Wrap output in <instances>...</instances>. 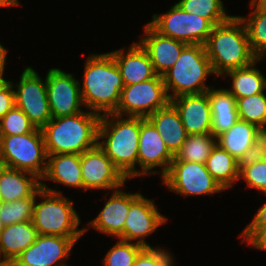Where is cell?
Returning a JSON list of instances; mask_svg holds the SVG:
<instances>
[{"label":"cell","mask_w":266,"mask_h":266,"mask_svg":"<svg viewBox=\"0 0 266 266\" xmlns=\"http://www.w3.org/2000/svg\"><path fill=\"white\" fill-rule=\"evenodd\" d=\"M84 64L83 81L79 82L84 107L99 115L114 113L125 86L114 58L109 52L93 53Z\"/></svg>","instance_id":"cell-1"},{"label":"cell","mask_w":266,"mask_h":266,"mask_svg":"<svg viewBox=\"0 0 266 266\" xmlns=\"http://www.w3.org/2000/svg\"><path fill=\"white\" fill-rule=\"evenodd\" d=\"M140 117L101 115L98 145L127 179L138 177Z\"/></svg>","instance_id":"cell-2"},{"label":"cell","mask_w":266,"mask_h":266,"mask_svg":"<svg viewBox=\"0 0 266 266\" xmlns=\"http://www.w3.org/2000/svg\"><path fill=\"white\" fill-rule=\"evenodd\" d=\"M101 115L92 111L52 118L42 129L47 155L82 154L98 145Z\"/></svg>","instance_id":"cell-3"},{"label":"cell","mask_w":266,"mask_h":266,"mask_svg":"<svg viewBox=\"0 0 266 266\" xmlns=\"http://www.w3.org/2000/svg\"><path fill=\"white\" fill-rule=\"evenodd\" d=\"M204 47L215 76L247 67L258 59L251 50L244 23L237 15L215 25Z\"/></svg>","instance_id":"cell-4"},{"label":"cell","mask_w":266,"mask_h":266,"mask_svg":"<svg viewBox=\"0 0 266 266\" xmlns=\"http://www.w3.org/2000/svg\"><path fill=\"white\" fill-rule=\"evenodd\" d=\"M62 191L50 188L41 181L33 204L32 223L40 235L82 237L84 229L78 228L81 220L71 199ZM41 201H37V198Z\"/></svg>","instance_id":"cell-5"},{"label":"cell","mask_w":266,"mask_h":266,"mask_svg":"<svg viewBox=\"0 0 266 266\" xmlns=\"http://www.w3.org/2000/svg\"><path fill=\"white\" fill-rule=\"evenodd\" d=\"M210 74L214 77L204 45L187 44L175 64L162 75V78L171 100L181 95L207 92L213 87L206 85Z\"/></svg>","instance_id":"cell-6"},{"label":"cell","mask_w":266,"mask_h":266,"mask_svg":"<svg viewBox=\"0 0 266 266\" xmlns=\"http://www.w3.org/2000/svg\"><path fill=\"white\" fill-rule=\"evenodd\" d=\"M0 153L7 167L35 174L40 179L47 168V153L41 129L22 135L0 136Z\"/></svg>","instance_id":"cell-7"},{"label":"cell","mask_w":266,"mask_h":266,"mask_svg":"<svg viewBox=\"0 0 266 266\" xmlns=\"http://www.w3.org/2000/svg\"><path fill=\"white\" fill-rule=\"evenodd\" d=\"M160 34L186 44L204 45L214 25L207 19L185 12L175 3L166 13L153 14L148 22Z\"/></svg>","instance_id":"cell-8"},{"label":"cell","mask_w":266,"mask_h":266,"mask_svg":"<svg viewBox=\"0 0 266 266\" xmlns=\"http://www.w3.org/2000/svg\"><path fill=\"white\" fill-rule=\"evenodd\" d=\"M171 102L163 78H154L124 86L117 110L114 114L147 118Z\"/></svg>","instance_id":"cell-9"},{"label":"cell","mask_w":266,"mask_h":266,"mask_svg":"<svg viewBox=\"0 0 266 266\" xmlns=\"http://www.w3.org/2000/svg\"><path fill=\"white\" fill-rule=\"evenodd\" d=\"M168 190L181 196H201L224 192L207 171L197 162L172 161L168 172L161 178Z\"/></svg>","instance_id":"cell-10"},{"label":"cell","mask_w":266,"mask_h":266,"mask_svg":"<svg viewBox=\"0 0 266 266\" xmlns=\"http://www.w3.org/2000/svg\"><path fill=\"white\" fill-rule=\"evenodd\" d=\"M19 82H12L16 107L21 109L30 122L38 129H42L51 119L47 98L46 77H40L31 66L24 68Z\"/></svg>","instance_id":"cell-11"},{"label":"cell","mask_w":266,"mask_h":266,"mask_svg":"<svg viewBox=\"0 0 266 266\" xmlns=\"http://www.w3.org/2000/svg\"><path fill=\"white\" fill-rule=\"evenodd\" d=\"M80 80L72 73L59 68H51L46 74L47 98L52 118L80 113L84 107Z\"/></svg>","instance_id":"cell-12"},{"label":"cell","mask_w":266,"mask_h":266,"mask_svg":"<svg viewBox=\"0 0 266 266\" xmlns=\"http://www.w3.org/2000/svg\"><path fill=\"white\" fill-rule=\"evenodd\" d=\"M79 239L80 237L38 234L36 241L10 266H68L65 261Z\"/></svg>","instance_id":"cell-13"},{"label":"cell","mask_w":266,"mask_h":266,"mask_svg":"<svg viewBox=\"0 0 266 266\" xmlns=\"http://www.w3.org/2000/svg\"><path fill=\"white\" fill-rule=\"evenodd\" d=\"M80 163L84 191L89 189L113 191L120 187L124 188L127 182L99 145L80 154Z\"/></svg>","instance_id":"cell-14"},{"label":"cell","mask_w":266,"mask_h":266,"mask_svg":"<svg viewBox=\"0 0 266 266\" xmlns=\"http://www.w3.org/2000/svg\"><path fill=\"white\" fill-rule=\"evenodd\" d=\"M173 159L174 156L166 147L154 125L147 118L140 117L138 177L160 173L162 178L168 172ZM158 167L161 169L156 170L155 168Z\"/></svg>","instance_id":"cell-15"},{"label":"cell","mask_w":266,"mask_h":266,"mask_svg":"<svg viewBox=\"0 0 266 266\" xmlns=\"http://www.w3.org/2000/svg\"><path fill=\"white\" fill-rule=\"evenodd\" d=\"M167 222L165 215L161 214L152 199L140 194L131 204L124 223V240L136 243L144 248H152L145 241L158 227Z\"/></svg>","instance_id":"cell-16"},{"label":"cell","mask_w":266,"mask_h":266,"mask_svg":"<svg viewBox=\"0 0 266 266\" xmlns=\"http://www.w3.org/2000/svg\"><path fill=\"white\" fill-rule=\"evenodd\" d=\"M122 187L113 190L107 198L105 205L96 218L88 222L84 227V233L91 227L105 235L124 240V223L130 208V204L141 194L123 191Z\"/></svg>","instance_id":"cell-17"},{"label":"cell","mask_w":266,"mask_h":266,"mask_svg":"<svg viewBox=\"0 0 266 266\" xmlns=\"http://www.w3.org/2000/svg\"><path fill=\"white\" fill-rule=\"evenodd\" d=\"M146 50L157 75L162 76L177 61L187 45L157 32L149 23L144 26V35L138 41Z\"/></svg>","instance_id":"cell-18"},{"label":"cell","mask_w":266,"mask_h":266,"mask_svg":"<svg viewBox=\"0 0 266 266\" xmlns=\"http://www.w3.org/2000/svg\"><path fill=\"white\" fill-rule=\"evenodd\" d=\"M188 135L211 133L212 115L208 91L171 99Z\"/></svg>","instance_id":"cell-19"},{"label":"cell","mask_w":266,"mask_h":266,"mask_svg":"<svg viewBox=\"0 0 266 266\" xmlns=\"http://www.w3.org/2000/svg\"><path fill=\"white\" fill-rule=\"evenodd\" d=\"M115 60L125 86L144 82L157 74L146 50L136 41L128 47L109 52Z\"/></svg>","instance_id":"cell-20"},{"label":"cell","mask_w":266,"mask_h":266,"mask_svg":"<svg viewBox=\"0 0 266 266\" xmlns=\"http://www.w3.org/2000/svg\"><path fill=\"white\" fill-rule=\"evenodd\" d=\"M38 236L32 221L5 226L0 236V266H10Z\"/></svg>","instance_id":"cell-21"},{"label":"cell","mask_w":266,"mask_h":266,"mask_svg":"<svg viewBox=\"0 0 266 266\" xmlns=\"http://www.w3.org/2000/svg\"><path fill=\"white\" fill-rule=\"evenodd\" d=\"M147 119L154 125L166 147L175 157L188 136L177 109L170 102L149 115Z\"/></svg>","instance_id":"cell-22"},{"label":"cell","mask_w":266,"mask_h":266,"mask_svg":"<svg viewBox=\"0 0 266 266\" xmlns=\"http://www.w3.org/2000/svg\"><path fill=\"white\" fill-rule=\"evenodd\" d=\"M40 188L41 179L31 172L7 167L0 174V202L36 197Z\"/></svg>","instance_id":"cell-23"},{"label":"cell","mask_w":266,"mask_h":266,"mask_svg":"<svg viewBox=\"0 0 266 266\" xmlns=\"http://www.w3.org/2000/svg\"><path fill=\"white\" fill-rule=\"evenodd\" d=\"M50 180L67 187L84 190L79 154L47 155V168L41 181Z\"/></svg>","instance_id":"cell-24"},{"label":"cell","mask_w":266,"mask_h":266,"mask_svg":"<svg viewBox=\"0 0 266 266\" xmlns=\"http://www.w3.org/2000/svg\"><path fill=\"white\" fill-rule=\"evenodd\" d=\"M208 97L212 115L211 133L217 138L228 131L239 119L236 98L227 88L217 89L214 85L208 90Z\"/></svg>","instance_id":"cell-25"},{"label":"cell","mask_w":266,"mask_h":266,"mask_svg":"<svg viewBox=\"0 0 266 266\" xmlns=\"http://www.w3.org/2000/svg\"><path fill=\"white\" fill-rule=\"evenodd\" d=\"M255 60L251 65L243 68L232 69L225 72L221 77H229L232 80V87L227 90L236 98H244L266 91V77L256 67L258 61Z\"/></svg>","instance_id":"cell-26"},{"label":"cell","mask_w":266,"mask_h":266,"mask_svg":"<svg viewBox=\"0 0 266 266\" xmlns=\"http://www.w3.org/2000/svg\"><path fill=\"white\" fill-rule=\"evenodd\" d=\"M205 165L207 171L224 191L231 189L233 184L239 181L237 160L218 144L212 149Z\"/></svg>","instance_id":"cell-27"},{"label":"cell","mask_w":266,"mask_h":266,"mask_svg":"<svg viewBox=\"0 0 266 266\" xmlns=\"http://www.w3.org/2000/svg\"><path fill=\"white\" fill-rule=\"evenodd\" d=\"M249 4L252 9L249 17H238L244 23L252 52L263 59L266 56V8L258 0H250Z\"/></svg>","instance_id":"cell-28"},{"label":"cell","mask_w":266,"mask_h":266,"mask_svg":"<svg viewBox=\"0 0 266 266\" xmlns=\"http://www.w3.org/2000/svg\"><path fill=\"white\" fill-rule=\"evenodd\" d=\"M256 128V125L238 119L228 131L217 137V144L238 160L252 146Z\"/></svg>","instance_id":"cell-29"},{"label":"cell","mask_w":266,"mask_h":266,"mask_svg":"<svg viewBox=\"0 0 266 266\" xmlns=\"http://www.w3.org/2000/svg\"><path fill=\"white\" fill-rule=\"evenodd\" d=\"M217 138L212 133L188 135L173 161H187L205 164Z\"/></svg>","instance_id":"cell-30"},{"label":"cell","mask_w":266,"mask_h":266,"mask_svg":"<svg viewBox=\"0 0 266 266\" xmlns=\"http://www.w3.org/2000/svg\"><path fill=\"white\" fill-rule=\"evenodd\" d=\"M177 4L185 11L209 20L214 26L228 21L229 15L222 0H179Z\"/></svg>","instance_id":"cell-31"},{"label":"cell","mask_w":266,"mask_h":266,"mask_svg":"<svg viewBox=\"0 0 266 266\" xmlns=\"http://www.w3.org/2000/svg\"><path fill=\"white\" fill-rule=\"evenodd\" d=\"M240 120L258 126L266 125V95L265 92L238 98L236 100Z\"/></svg>","instance_id":"cell-32"},{"label":"cell","mask_w":266,"mask_h":266,"mask_svg":"<svg viewBox=\"0 0 266 266\" xmlns=\"http://www.w3.org/2000/svg\"><path fill=\"white\" fill-rule=\"evenodd\" d=\"M144 249L143 246L125 241L117 240L103 257L104 266H133L139 253Z\"/></svg>","instance_id":"cell-33"},{"label":"cell","mask_w":266,"mask_h":266,"mask_svg":"<svg viewBox=\"0 0 266 266\" xmlns=\"http://www.w3.org/2000/svg\"><path fill=\"white\" fill-rule=\"evenodd\" d=\"M35 197H27L12 202H0V219L5 226L32 221Z\"/></svg>","instance_id":"cell-34"},{"label":"cell","mask_w":266,"mask_h":266,"mask_svg":"<svg viewBox=\"0 0 266 266\" xmlns=\"http://www.w3.org/2000/svg\"><path fill=\"white\" fill-rule=\"evenodd\" d=\"M35 128L28 116L16 106L0 120V136L28 134Z\"/></svg>","instance_id":"cell-35"},{"label":"cell","mask_w":266,"mask_h":266,"mask_svg":"<svg viewBox=\"0 0 266 266\" xmlns=\"http://www.w3.org/2000/svg\"><path fill=\"white\" fill-rule=\"evenodd\" d=\"M266 159V125L258 126L254 135L252 146L237 160L239 171L256 162Z\"/></svg>","instance_id":"cell-36"},{"label":"cell","mask_w":266,"mask_h":266,"mask_svg":"<svg viewBox=\"0 0 266 266\" xmlns=\"http://www.w3.org/2000/svg\"><path fill=\"white\" fill-rule=\"evenodd\" d=\"M239 180H244L248 188L266 194V159L243 167L239 171Z\"/></svg>","instance_id":"cell-37"},{"label":"cell","mask_w":266,"mask_h":266,"mask_svg":"<svg viewBox=\"0 0 266 266\" xmlns=\"http://www.w3.org/2000/svg\"><path fill=\"white\" fill-rule=\"evenodd\" d=\"M158 248H144L137 256L133 266H174L173 254L163 249Z\"/></svg>","instance_id":"cell-38"},{"label":"cell","mask_w":266,"mask_h":266,"mask_svg":"<svg viewBox=\"0 0 266 266\" xmlns=\"http://www.w3.org/2000/svg\"><path fill=\"white\" fill-rule=\"evenodd\" d=\"M264 231H266V202L258 208L252 222L239 235L240 238L242 237V244L244 242L250 246Z\"/></svg>","instance_id":"cell-39"},{"label":"cell","mask_w":266,"mask_h":266,"mask_svg":"<svg viewBox=\"0 0 266 266\" xmlns=\"http://www.w3.org/2000/svg\"><path fill=\"white\" fill-rule=\"evenodd\" d=\"M16 106L15 95L10 79L0 87V120L12 108Z\"/></svg>","instance_id":"cell-40"},{"label":"cell","mask_w":266,"mask_h":266,"mask_svg":"<svg viewBox=\"0 0 266 266\" xmlns=\"http://www.w3.org/2000/svg\"><path fill=\"white\" fill-rule=\"evenodd\" d=\"M8 49L0 43V77H4Z\"/></svg>","instance_id":"cell-41"},{"label":"cell","mask_w":266,"mask_h":266,"mask_svg":"<svg viewBox=\"0 0 266 266\" xmlns=\"http://www.w3.org/2000/svg\"><path fill=\"white\" fill-rule=\"evenodd\" d=\"M250 246L258 250L266 251V231H264Z\"/></svg>","instance_id":"cell-42"},{"label":"cell","mask_w":266,"mask_h":266,"mask_svg":"<svg viewBox=\"0 0 266 266\" xmlns=\"http://www.w3.org/2000/svg\"><path fill=\"white\" fill-rule=\"evenodd\" d=\"M19 5V0H0V8L6 7L7 9Z\"/></svg>","instance_id":"cell-43"},{"label":"cell","mask_w":266,"mask_h":266,"mask_svg":"<svg viewBox=\"0 0 266 266\" xmlns=\"http://www.w3.org/2000/svg\"><path fill=\"white\" fill-rule=\"evenodd\" d=\"M7 168L6 161L0 153V174Z\"/></svg>","instance_id":"cell-44"},{"label":"cell","mask_w":266,"mask_h":266,"mask_svg":"<svg viewBox=\"0 0 266 266\" xmlns=\"http://www.w3.org/2000/svg\"><path fill=\"white\" fill-rule=\"evenodd\" d=\"M5 228V225L3 224L2 220L0 219V236H1V233L3 232Z\"/></svg>","instance_id":"cell-45"},{"label":"cell","mask_w":266,"mask_h":266,"mask_svg":"<svg viewBox=\"0 0 266 266\" xmlns=\"http://www.w3.org/2000/svg\"><path fill=\"white\" fill-rule=\"evenodd\" d=\"M8 80H6L4 77H0V87Z\"/></svg>","instance_id":"cell-46"},{"label":"cell","mask_w":266,"mask_h":266,"mask_svg":"<svg viewBox=\"0 0 266 266\" xmlns=\"http://www.w3.org/2000/svg\"><path fill=\"white\" fill-rule=\"evenodd\" d=\"M266 8V0H258Z\"/></svg>","instance_id":"cell-47"}]
</instances>
